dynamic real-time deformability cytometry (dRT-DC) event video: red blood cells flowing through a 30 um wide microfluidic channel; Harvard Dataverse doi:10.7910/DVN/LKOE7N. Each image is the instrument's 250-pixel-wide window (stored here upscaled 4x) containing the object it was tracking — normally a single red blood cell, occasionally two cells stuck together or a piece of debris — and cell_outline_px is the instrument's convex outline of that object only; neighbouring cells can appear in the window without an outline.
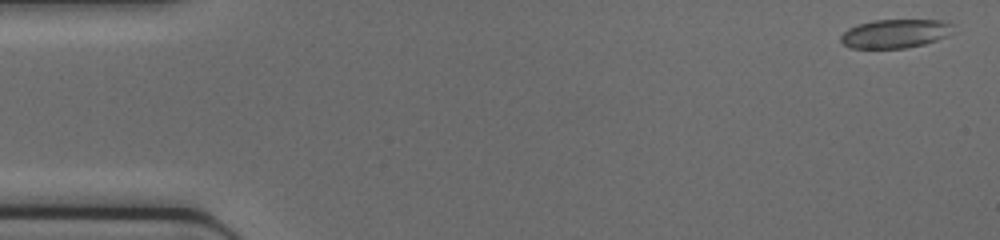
{"species": "common noctule bat (a hibernating species)", "species_latin": "Nyctalus noctula", "temperature_condition": "cold", "stored_images_in_passage": 45, "camera_frame_rate_fps": 3000, "um_per_image_px": 0.085, "animal": {"sex": "female", "body_mass_g": 17.0, "forearm_length_mm": 48.0}, "frame": {"image": 1, "passage_image": 1, "time_ms": 0.0, "image_size_px": [1000, 240], "cell_outline_px": [[956, 24], [948, 36], [924, 44], [904, 48], [852, 48], [844, 44], [840, 40], [840, 36], [848, 28], [856, 24], [872, 20], [948, 20]], "centroid_in_image_um": [76.12, 2.84], "position_along_channel_um": 8.9, "area_um2": 19.07}}
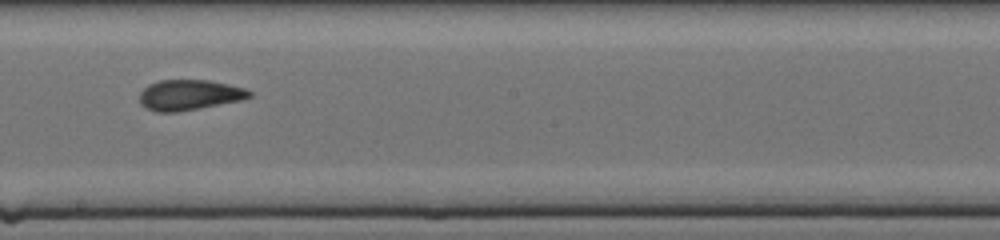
{"frame": {"image": 2, "passage_image": 25, "time_ms": 8.0, "image_size_px": [1000, 240], "cell_outline_px": [[252, 96], [240, 100], [200, 108], [176, 112], [156, 112], [144, 108], [140, 104], [140, 92], [148, 84], [160, 80], [208, 80], [244, 88], [252, 92]], "centroid_in_image_um": [16.04, 8.07], "position_along_channel_um": 232.2, "area_um2": 19.42}}
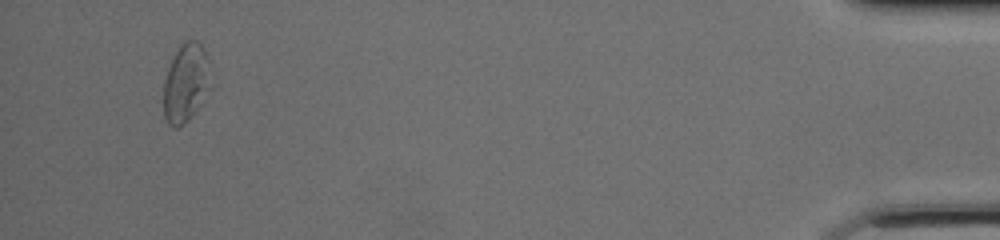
{"frame": {"image": 3, "passage_image": 43, "time_ms": 14.0, "image_size_px": [1000, 240], "cell_outline_px": [[212, 64], [196, 108], [188, 120], [184, 124], [176, 128], [172, 128], [168, 124], [164, 116], [164, 80], [168, 68], [180, 44], [188, 40], [196, 40], [204, 48]], "centroid_in_image_um": [15.74, 7.0], "position_along_channel_um": 419.5, "area_um2": 20.63}}